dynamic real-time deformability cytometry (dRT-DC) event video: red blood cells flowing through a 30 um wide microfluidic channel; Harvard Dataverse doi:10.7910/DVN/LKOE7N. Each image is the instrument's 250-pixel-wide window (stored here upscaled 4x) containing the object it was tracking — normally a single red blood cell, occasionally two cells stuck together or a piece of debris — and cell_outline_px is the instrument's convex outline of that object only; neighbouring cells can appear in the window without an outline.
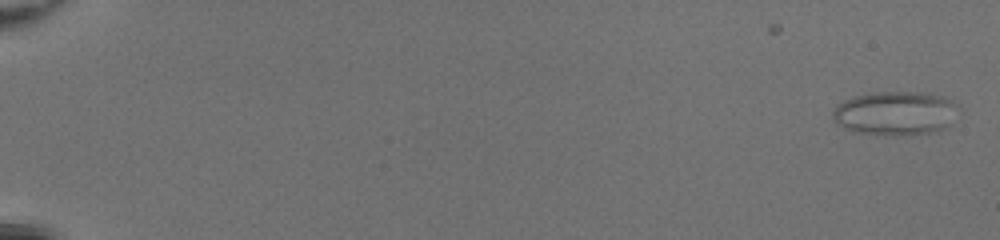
{"species": "common noctule bat (a hibernating species)", "species_latin": "Nyctalus noctula", "temperature_condition": "room temperature", "stored_images_in_passage": 19, "camera_frame_rate_fps": 3000, "um_per_image_px": 0.085, "animal": {"sex": "female", "body_mass_g": 20.0, "forearm_length_mm": 54.0}, "frame": {"image": 1, "passage_image": 1, "time_ms": 0.0, "image_size_px": [1000, 240], "cell_outline_px": [[952, 124], [948, 128], [936, 132], [900, 136], [884, 136], [852, 132], [836, 124], [832, 120], [832, 112], [836, 104], [852, 96], [876, 92], [928, 92], [944, 96], [952, 100]], "centroid_in_image_um": [76.02, 9.65], "position_along_channel_um": 9.0, "area_um2": 32.71}}
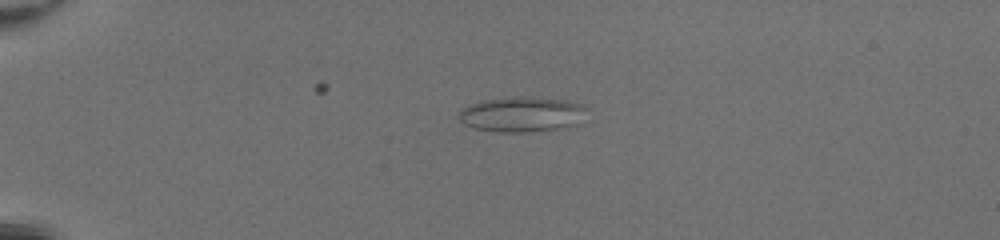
{"frame": {"image": 2, "passage_image": 14, "time_ms": 4.333, "image_size_px": [1000, 240], "cell_outline_px": [[588, 108], [580, 124], [568, 128], [524, 132], [500, 132], [472, 128], [464, 124], [456, 116], [460, 108], [468, 104], [480, 100], [512, 96], [532, 96], [568, 100], [584, 104]], "centroid_in_image_um": [44.38, 9.7], "position_along_channel_um": 40.6, "area_um2": 27.28}}